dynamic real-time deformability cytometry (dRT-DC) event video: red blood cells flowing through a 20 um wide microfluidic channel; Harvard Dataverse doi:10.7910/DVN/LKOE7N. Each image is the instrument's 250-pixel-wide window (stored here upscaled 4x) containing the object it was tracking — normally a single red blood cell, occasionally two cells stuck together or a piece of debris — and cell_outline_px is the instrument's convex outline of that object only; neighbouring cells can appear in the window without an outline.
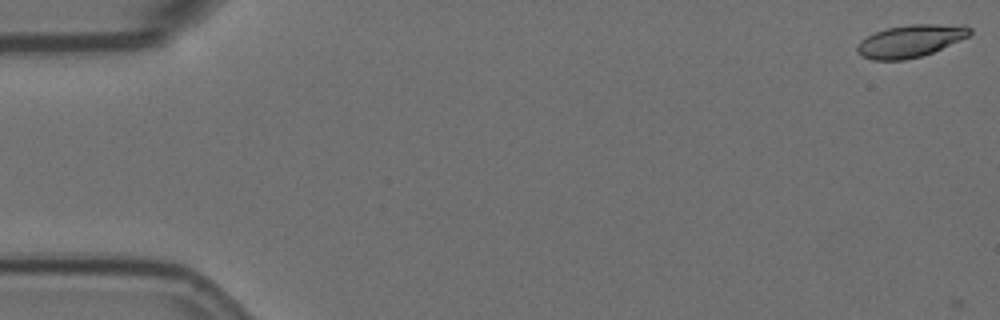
{"species": "Egyptian fruit bat (a non-hibernating species)", "species_latin": "Rousettus aegyptiacus", "temperature_condition": "room temperature", "stored_images_in_passage": 2, "camera_frame_rate_fps": 3000, "um_per_image_px": 0.085, "animal": {"sex": "female"}, "frame": {"image": 1, "passage_image": 1, "time_ms": 0.0, "image_size_px": [1000, 320], "cell_outline_px": [[972, 32], [968, 36], [932, 52], [920, 56], [904, 60], [872, 60], [860, 56], [856, 52], [856, 48], [860, 40], [876, 32], [888, 28], [908, 24], [964, 24], [972, 28]], "centroid_in_image_um": [77.37, 3.47], "position_along_channel_um": 7.6, "area_um2": 21.27}}